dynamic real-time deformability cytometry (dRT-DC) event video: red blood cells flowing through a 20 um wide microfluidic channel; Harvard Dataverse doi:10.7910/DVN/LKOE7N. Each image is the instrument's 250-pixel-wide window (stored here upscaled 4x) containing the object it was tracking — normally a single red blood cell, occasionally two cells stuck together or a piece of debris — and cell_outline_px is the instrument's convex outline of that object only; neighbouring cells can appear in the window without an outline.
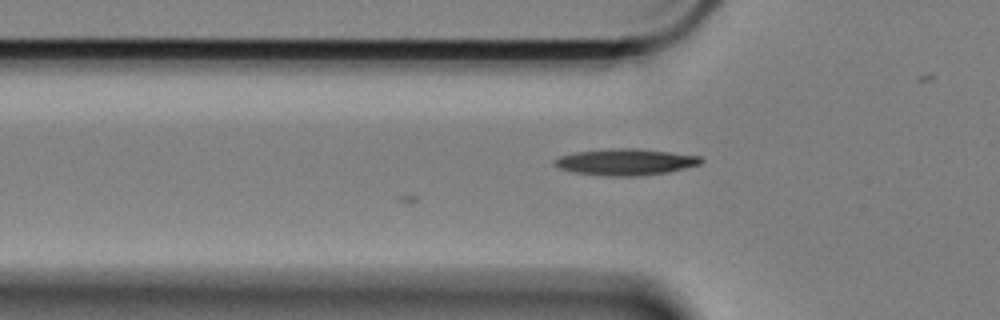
{"species": "Egyptian fruit bat (a non-hibernating species)", "species_latin": "Rousettus aegyptiacus", "temperature_condition": "cold", "stored_images_in_passage": 10, "camera_frame_rate_fps": 3000, "um_per_image_px": 0.085, "animal": {"sex": "female"}, "frame": {"image": 1, "passage_image": 10, "time_ms": 3.0, "image_size_px": [1000, 320], "cell_outline_px": [[704, 160], [700, 164], [668, 172], [636, 176], [608, 176], [576, 172], [560, 168], [552, 164], [552, 160], [560, 156], [576, 152], [612, 148], [640, 148], [700, 156]], "centroid_in_image_um": [53.17, 13.76], "position_along_channel_um": 72.6, "area_um2": 22.48}}